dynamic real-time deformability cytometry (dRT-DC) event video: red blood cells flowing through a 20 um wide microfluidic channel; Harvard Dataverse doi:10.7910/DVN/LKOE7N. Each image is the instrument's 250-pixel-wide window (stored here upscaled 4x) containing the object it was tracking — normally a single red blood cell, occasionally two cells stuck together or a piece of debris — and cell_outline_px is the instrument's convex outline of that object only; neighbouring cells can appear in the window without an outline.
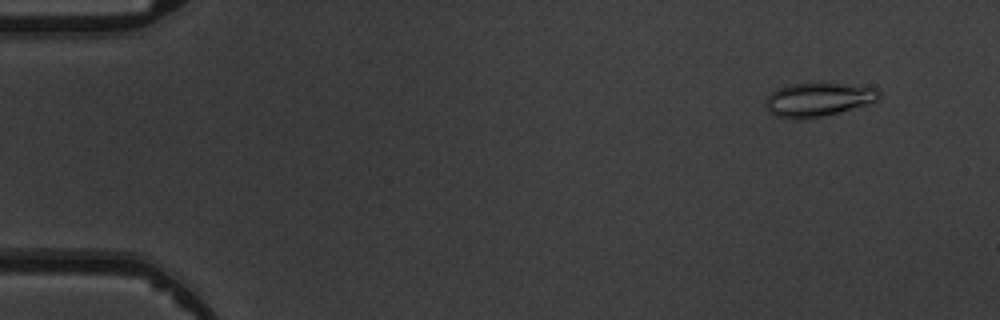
{"species": "common noctule bat (a hibernating species)", "species_latin": "Nyctalus noctula", "temperature_condition": "warm", "stored_images_in_passage": 5, "segment_of_instrument_passage": [1, 2], "camera_frame_rate_fps": 3000, "um_per_image_px": 0.085, "animal": {"sex": "male", "body_mass_g": 19.5, "forearm_length_mm": 54.6}, "frame": {"image": 1, "passage_image": 1, "time_ms": 0.0, "image_size_px": [1000, 320], "cell_outline_px": [[880, 96], [876, 100], [864, 104], [836, 112], [804, 120], [792, 120], [776, 116], [768, 112], [764, 104], [764, 100], [776, 88], [788, 84], [840, 84], [876, 88], [880, 92]], "centroid_in_image_um": [69.42, 8.48], "position_along_channel_um": 15.6, "area_um2": 21.96}}